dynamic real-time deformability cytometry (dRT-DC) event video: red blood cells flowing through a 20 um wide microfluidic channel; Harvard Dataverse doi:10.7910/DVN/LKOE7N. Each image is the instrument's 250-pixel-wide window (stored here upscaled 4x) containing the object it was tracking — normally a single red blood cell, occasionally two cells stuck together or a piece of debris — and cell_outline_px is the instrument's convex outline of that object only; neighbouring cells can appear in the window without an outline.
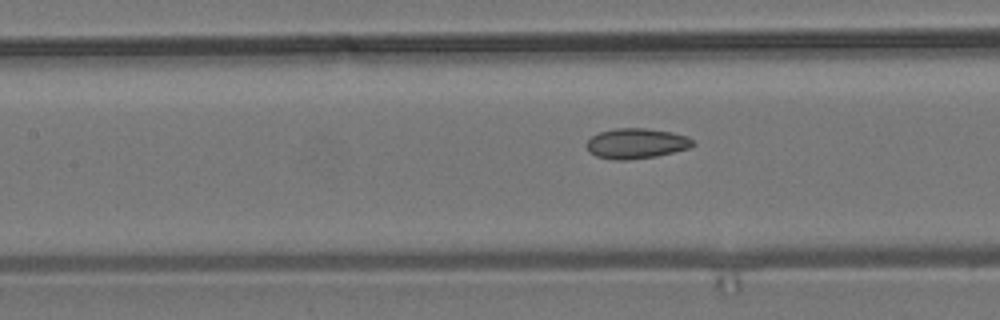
{"species": "common noctule bat (a hibernating species)", "species_latin": "Nyctalus noctula", "temperature_condition": "room temperature", "stored_images_in_passage": 8, "segment_of_instrument_passage": [2, 2], "camera_frame_rate_fps": 3000, "um_per_image_px": 0.085, "animal": {"sex": "male", "body_mass_g": 19.2, "forearm_length_mm": 51.8}, "frame": {"image": 1, "passage_image": 8, "time_ms": 9.0, "image_size_px": [1000, 320], "cell_outline_px": [[696, 144], [688, 148], [656, 156], [628, 160], [616, 160], [596, 156], [588, 152], [584, 144], [592, 136], [600, 132], [616, 128], [644, 128], [672, 132], [688, 136]], "centroid_in_image_um": [54.05, 12.19], "position_along_channel_um": 153.3, "area_um2": 18.79}}